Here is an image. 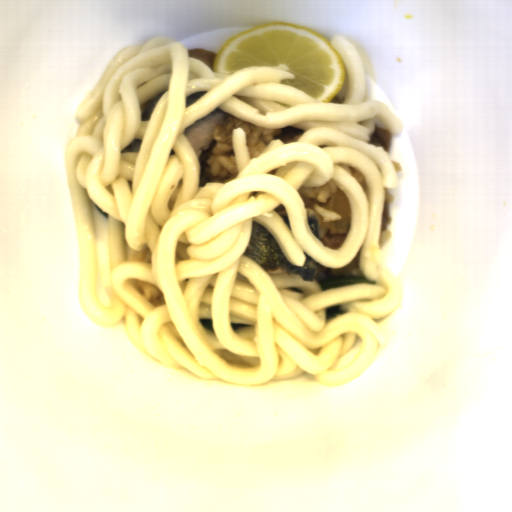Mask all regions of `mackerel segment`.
<instances>
[{
	"label": "mackerel segment",
	"mask_w": 512,
	"mask_h": 512,
	"mask_svg": "<svg viewBox=\"0 0 512 512\" xmlns=\"http://www.w3.org/2000/svg\"><path fill=\"white\" fill-rule=\"evenodd\" d=\"M311 231L322 243L321 220L314 209H306Z\"/></svg>",
	"instance_id": "3"
},
{
	"label": "mackerel segment",
	"mask_w": 512,
	"mask_h": 512,
	"mask_svg": "<svg viewBox=\"0 0 512 512\" xmlns=\"http://www.w3.org/2000/svg\"><path fill=\"white\" fill-rule=\"evenodd\" d=\"M305 254L306 263L299 267L290 262L281 252L275 238L270 232L253 220L249 244L243 255L255 261L269 275L288 273L299 274L303 280H318L320 264Z\"/></svg>",
	"instance_id": "1"
},
{
	"label": "mackerel segment",
	"mask_w": 512,
	"mask_h": 512,
	"mask_svg": "<svg viewBox=\"0 0 512 512\" xmlns=\"http://www.w3.org/2000/svg\"><path fill=\"white\" fill-rule=\"evenodd\" d=\"M227 112L215 108L206 116L184 129V136L193 148L201 167L199 188H204L210 183L205 170L218 142L215 138V130L222 123Z\"/></svg>",
	"instance_id": "2"
}]
</instances>
